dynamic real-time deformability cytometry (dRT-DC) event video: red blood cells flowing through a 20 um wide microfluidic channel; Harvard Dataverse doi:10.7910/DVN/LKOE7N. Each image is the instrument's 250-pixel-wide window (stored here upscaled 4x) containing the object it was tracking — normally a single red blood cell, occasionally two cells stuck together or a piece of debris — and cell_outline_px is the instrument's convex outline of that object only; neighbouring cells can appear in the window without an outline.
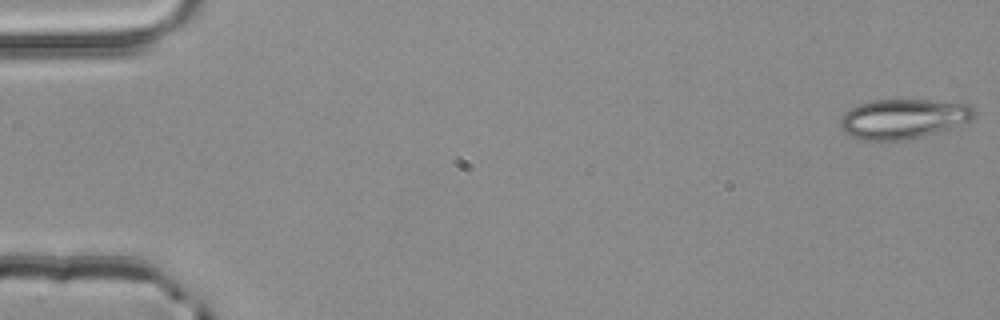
{"species": "common noctule bat (a hibernating species)", "species_latin": "Nyctalus noctula", "temperature_condition": "room temperature", "stored_images_in_passage": 53, "camera_frame_rate_fps": 3000, "um_per_image_px": 0.085, "animal": {"sex": "male", "body_mass_g": 20.4}, "frame": {"image": 1, "passage_image": 1, "time_ms": 0.0, "image_size_px": [1000, 320], "cell_outline_px": [[976, 112], [972, 120], [924, 136], [904, 140], [860, 140], [848, 136], [840, 128], [840, 116], [844, 112], [856, 104], [876, 100], [932, 100], [968, 104]], "centroid_in_image_um": [76.71, 10.1], "position_along_channel_um": 8.3, "area_um2": 31.15}}
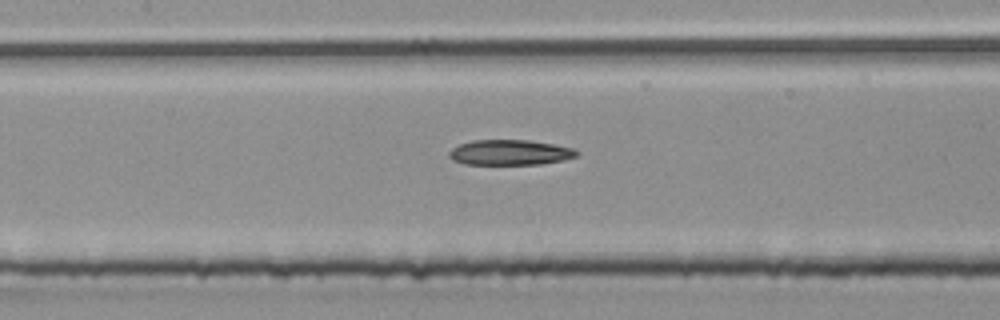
{"frame": {"image": 2, "passage_image": 25, "time_ms": 8.0, "image_size_px": [1000, 320], "cell_outline_px": [[580, 152], [576, 156], [564, 160], [540, 164], [464, 164], [452, 160], [448, 156], [448, 152], [452, 148], [460, 144], [472, 140], [528, 140], [576, 148]], "centroid_in_image_um": [43.35, 12.96], "position_along_channel_um": 164.1, "area_um2": 18.9}}
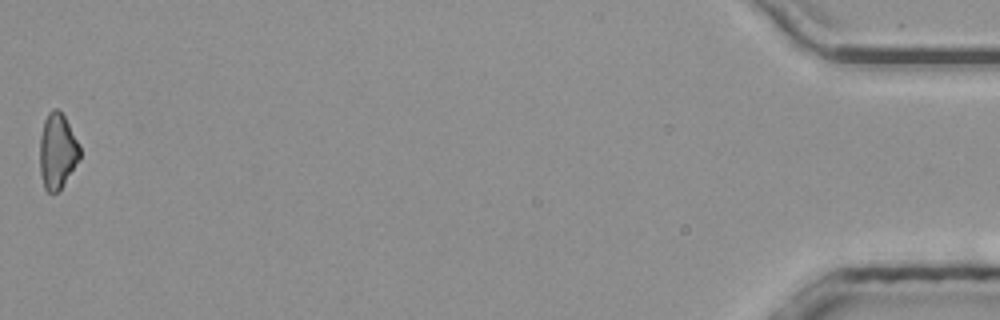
{"frame": {"image": 3, "passage_image": 53, "time_ms": 17.333, "image_size_px": [1000, 320], "cell_outline_px": [[80, 156], [60, 192], [48, 192], [44, 188], [40, 176], [40, 136], [44, 120], [48, 112], [52, 108], [56, 108], [64, 116], [80, 144]], "centroid_in_image_um": [4.86, 12.86], "position_along_channel_um": 430.3, "area_um2": 17.69}}